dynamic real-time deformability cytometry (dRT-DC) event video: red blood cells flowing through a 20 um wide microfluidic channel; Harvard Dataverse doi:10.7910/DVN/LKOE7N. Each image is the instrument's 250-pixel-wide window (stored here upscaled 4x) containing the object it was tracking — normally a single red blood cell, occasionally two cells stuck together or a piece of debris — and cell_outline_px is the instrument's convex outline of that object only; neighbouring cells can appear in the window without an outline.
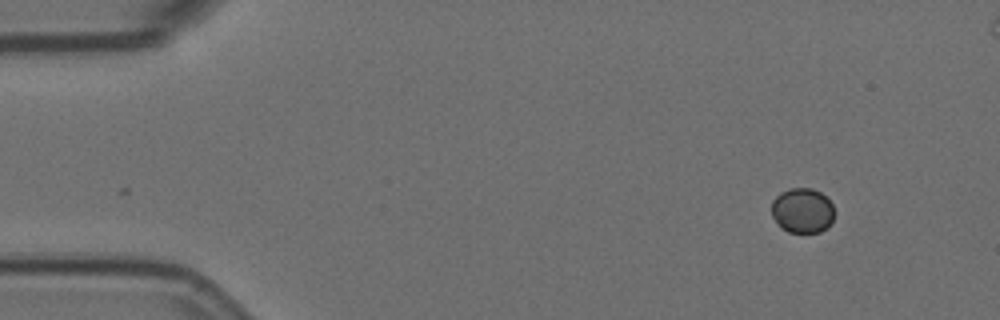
{"species": "Egyptian fruit bat (a non-hibernating species)", "species_latin": "Rousettus aegyptiacus", "temperature_condition": "room temperature", "stored_images_in_passage": 53, "segment_of_instrument_passage": [1, 2], "camera_frame_rate_fps": 3000, "um_per_image_px": 0.085, "animal": {"sex": "female"}, "frame": {"image": 1, "passage_image": 1, "time_ms": 0.0, "image_size_px": [1000, 320], "cell_outline_px": [[832, 220], [828, 228], [820, 232], [788, 232], [780, 228], [776, 224], [772, 216], [772, 200], [780, 192], [788, 188], [812, 188], [820, 192], [832, 204]], "centroid_in_image_um": [68.16, 17.9], "position_along_channel_um": 16.8, "area_um2": 16.53}}
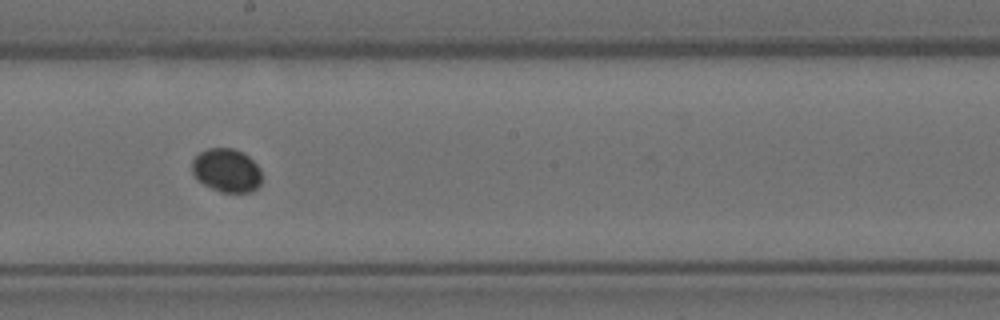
{"frame": {"image": 2, "passage_image": 27, "time_ms": 8.667, "image_size_px": [1000, 320], "cell_outline_px": [[260, 184], [252, 192], [220, 192], [204, 184], [192, 172], [192, 160], [200, 152], [208, 148], [232, 148], [244, 152], [260, 168]], "centroid_in_image_um": [19.27, 14.47], "position_along_channel_um": 228.9, "area_um2": 17.57}}
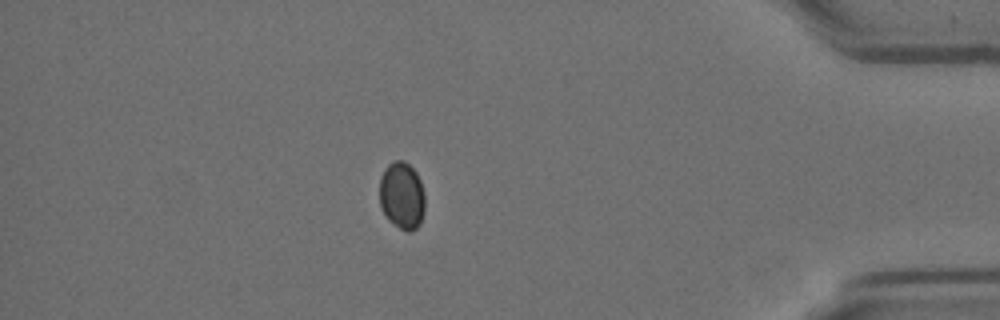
{"frame": {"image": 3, "passage_image": 45, "time_ms": 14.667, "image_size_px": [1000, 320], "cell_outline_px": [[424, 212], [420, 224], [412, 232], [408, 232], [400, 228], [388, 220], [380, 208], [380, 176], [384, 168], [388, 164], [396, 160], [404, 160], [416, 172], [420, 180], [424, 192]], "centroid_in_image_um": [34.16, 16.63], "position_along_channel_um": 401.0, "area_um2": 18.03}}